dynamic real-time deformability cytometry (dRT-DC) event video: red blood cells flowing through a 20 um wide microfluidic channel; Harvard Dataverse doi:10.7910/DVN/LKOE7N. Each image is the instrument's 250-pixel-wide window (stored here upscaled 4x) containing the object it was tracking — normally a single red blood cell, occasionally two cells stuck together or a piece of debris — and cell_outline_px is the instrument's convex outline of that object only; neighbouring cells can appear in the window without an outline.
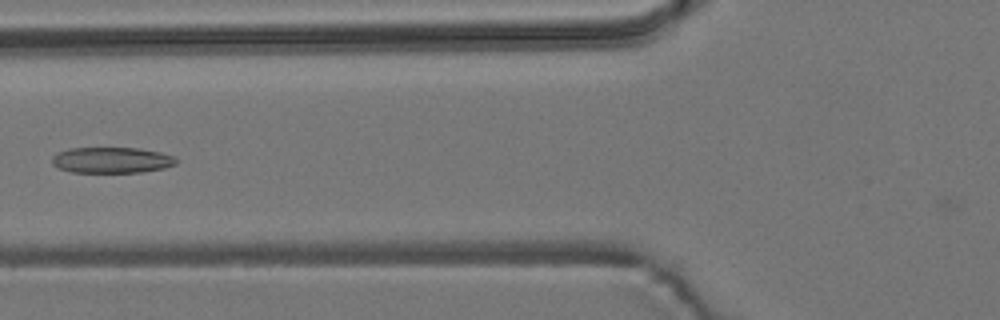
{"species": "common noctule bat (a hibernating species)", "species_latin": "Nyctalus noctula", "temperature_condition": "room temperature", "stored_images_in_passage": 5, "camera_frame_rate_fps": 3000, "um_per_image_px": 0.085, "animal": {"sex": "male", "body_mass_g": 19.2, "forearm_length_mm": 51.8}, "frame": {"image": 1, "passage_image": 4, "time_ms": 3.667, "image_size_px": [1000, 320], "cell_outline_px": [[176, 164], [164, 168], [140, 172], [72, 172], [60, 168], [52, 164], [52, 156], [56, 152], [68, 148], [136, 148], [160, 152], [176, 156]], "centroid_in_image_um": [9.48, 13.6], "position_along_channel_um": 116.3, "area_um2": 18.73}}
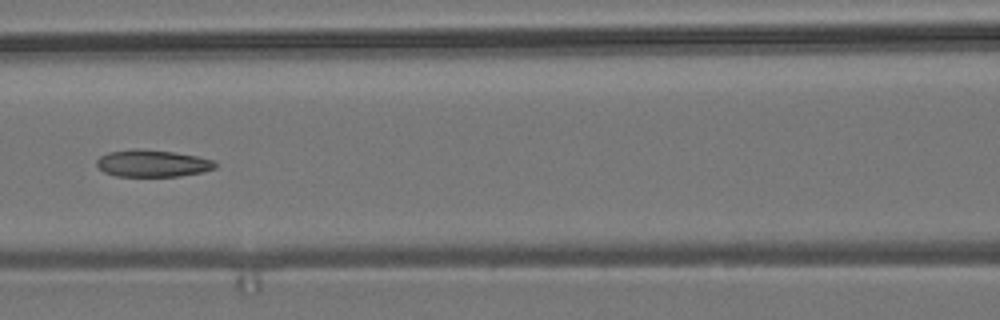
{"frame": {"image": 2, "passage_image": 5, "time_ms": 4.667, "image_size_px": [1000, 320], "cell_outline_px": [[216, 168], [204, 172], [180, 176], [116, 176], [104, 172], [96, 164], [96, 160], [100, 156], [108, 152], [136, 148], [172, 152], [196, 156], [212, 160], [216, 164]], "centroid_in_image_um": [12.94, 13.89], "position_along_channel_um": 153.7, "area_um2": 18.61}}